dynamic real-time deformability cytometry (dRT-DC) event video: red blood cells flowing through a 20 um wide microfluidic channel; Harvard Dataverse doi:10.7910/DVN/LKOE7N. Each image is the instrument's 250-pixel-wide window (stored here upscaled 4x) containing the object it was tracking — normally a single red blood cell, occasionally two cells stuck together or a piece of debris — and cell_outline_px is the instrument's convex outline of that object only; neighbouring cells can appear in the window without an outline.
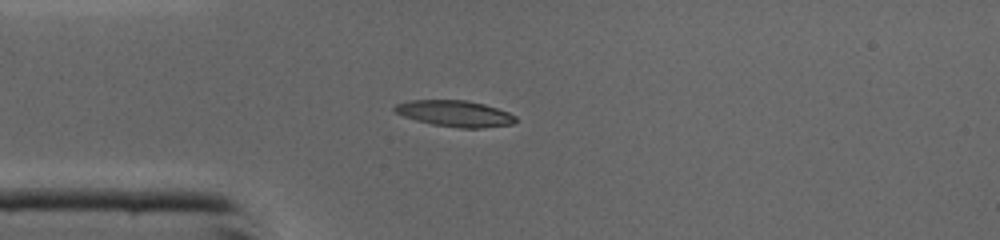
{"species": "common noctule bat (a hibernating species)", "species_latin": "Nyctalus noctula", "temperature_condition": "cold", "stored_images_in_passage": 38, "camera_frame_rate_fps": 3000, "um_per_image_px": 0.085, "animal": {"sex": "male", "body_mass_g": 19.0, "forearm_length_mm": 50.8}, "frame": {"image": 1, "passage_image": 10, "time_ms": 3.0, "image_size_px": [1000, 240], "cell_outline_px": [[516, 120], [512, 124], [480, 128], [460, 128], [432, 124], [416, 120], [404, 116], [396, 112], [392, 108], [396, 104], [408, 100], [464, 100], [484, 104], [508, 112], [516, 116]], "centroid_in_image_um": [38.65, 9.65], "position_along_channel_um": 46.4, "area_um2": 18.32}}
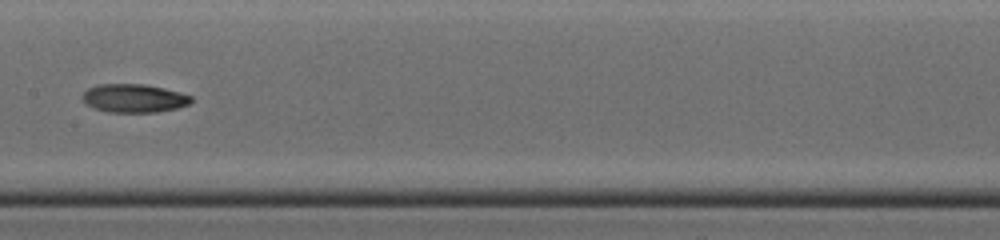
{"frame": {"image": 2, "passage_image": 21, "time_ms": 6.667, "image_size_px": [1000, 240], "cell_outline_px": [[192, 100], [188, 104], [176, 108], [156, 112], [112, 112], [96, 108], [84, 104], [80, 96], [88, 88], [100, 84], [144, 84], [164, 88], [180, 92], [192, 96]], "centroid_in_image_um": [11.36, 8.34], "position_along_channel_um": 196.0, "area_um2": 17.98}}
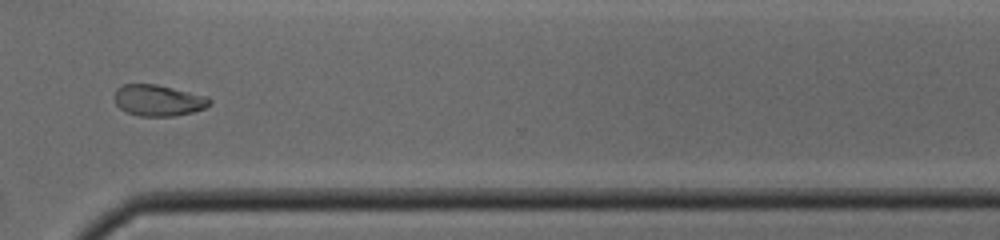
{"frame": {"image": 3, "passage_image": 32, "time_ms": 10.333, "image_size_px": [1000, 240], "cell_outline_px": [[212, 104], [204, 108], [192, 112], [176, 116], [140, 116], [128, 112], [120, 108], [116, 104], [116, 88], [124, 84], [156, 84], [208, 96], [212, 100]], "centroid_in_image_um": [13.5, 8.53], "position_along_channel_um": 357.1, "area_um2": 17.28}, "authors_computed_cell_mechanics": {"area_um2": 17.629, "velocity_mm_per_s": 4.3777, "shape_relaxation_time_tau1_ms": 3.277, "shape_relaxation_time_tau2_ms": null, "deformation_change_tau1": 0.1402, "deformation_change_tau2": null}}